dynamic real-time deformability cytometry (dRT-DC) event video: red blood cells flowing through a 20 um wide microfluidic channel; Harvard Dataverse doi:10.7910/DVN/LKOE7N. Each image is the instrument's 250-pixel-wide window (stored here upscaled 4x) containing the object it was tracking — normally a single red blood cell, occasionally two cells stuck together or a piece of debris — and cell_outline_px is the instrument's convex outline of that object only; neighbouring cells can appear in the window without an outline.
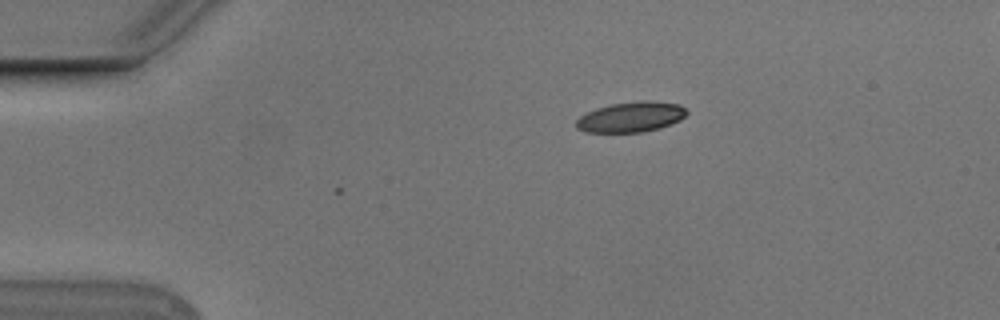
{"species": "Egyptian fruit bat (a non-hibernating species)", "species_latin": "Rousettus aegyptiacus", "temperature_condition": "cold", "stored_images_in_passage": 2, "camera_frame_rate_fps": 3000, "um_per_image_px": 0.085, "animal": {"sex": "male"}, "frame": {"image": 1, "passage_image": 1, "time_ms": 0.0, "image_size_px": [1000, 320], "cell_outline_px": [[688, 112], [680, 120], [672, 124], [660, 128], [644, 132], [584, 132], [576, 128], [576, 120], [580, 116], [596, 108], [612, 104], [640, 100], [652, 100], [680, 104]], "centroid_in_image_um": [53.65, 9.94], "position_along_channel_um": 31.4, "area_um2": 19.65}}